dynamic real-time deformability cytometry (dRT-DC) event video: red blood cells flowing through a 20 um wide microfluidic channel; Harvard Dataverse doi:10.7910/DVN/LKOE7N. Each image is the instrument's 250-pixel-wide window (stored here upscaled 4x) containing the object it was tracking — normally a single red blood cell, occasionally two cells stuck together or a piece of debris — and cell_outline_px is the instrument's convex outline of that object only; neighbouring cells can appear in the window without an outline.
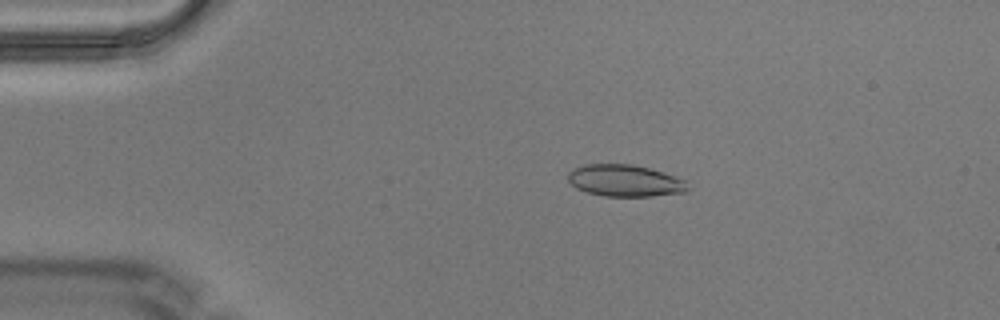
{"species": "Egyptian fruit bat (a non-hibernating species)", "species_latin": "Rousettus aegyptiacus", "temperature_condition": "warm", "stored_images_in_passage": 6, "camera_frame_rate_fps": 3000, "um_per_image_px": 0.085, "animal": {"sex": "male"}, "frame": {"image": 1, "passage_image": 4, "time_ms": 1.0, "image_size_px": [1000, 320], "cell_outline_px": [[688, 188], [684, 192], [652, 196], [604, 196], [588, 192], [576, 188], [568, 180], [568, 172], [572, 168], [584, 164], [632, 164], [664, 172], [688, 180]], "centroid_in_image_um": [53.13, 15.34], "position_along_channel_um": 31.9, "area_um2": 22.31}}